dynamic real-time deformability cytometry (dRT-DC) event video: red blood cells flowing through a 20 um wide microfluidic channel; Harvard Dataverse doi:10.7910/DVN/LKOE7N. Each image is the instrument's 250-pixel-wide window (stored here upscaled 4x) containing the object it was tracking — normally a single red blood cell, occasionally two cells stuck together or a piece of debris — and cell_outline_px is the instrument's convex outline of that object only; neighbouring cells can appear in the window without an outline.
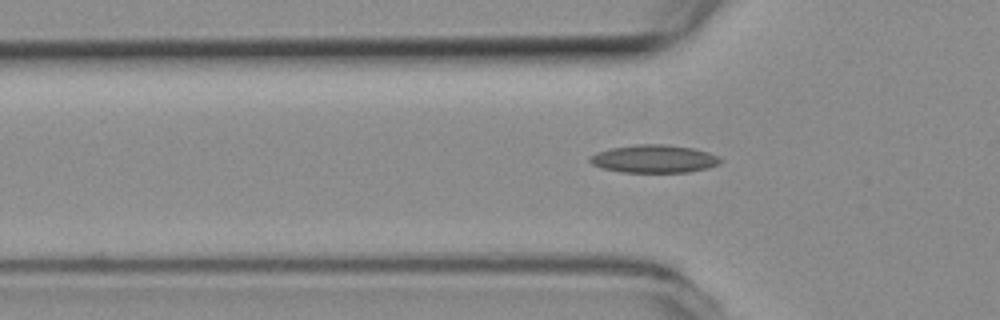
{"species": "common noctule bat (a hibernating species)", "species_latin": "Nyctalus noctula", "temperature_condition": "room temperature", "stored_images_in_passage": 36, "camera_frame_rate_fps": 3000, "um_per_image_px": 0.085, "animal": {"sex": "female", "body_mass_g": 19.3, "forearm_length_mm": 54.1}, "frame": {"image": 1, "passage_image": 4, "time_ms": 1.0, "image_size_px": [1000, 320], "cell_outline_px": [[724, 160], [720, 164], [708, 168], [688, 172], [620, 172], [600, 168], [592, 164], [588, 160], [588, 156], [596, 152], [612, 148], [636, 144], [664, 144], [692, 148], [708, 152], [720, 156]], "centroid_in_image_um": [55.6, 13.5], "position_along_channel_um": 70.2, "area_um2": 21.5}}
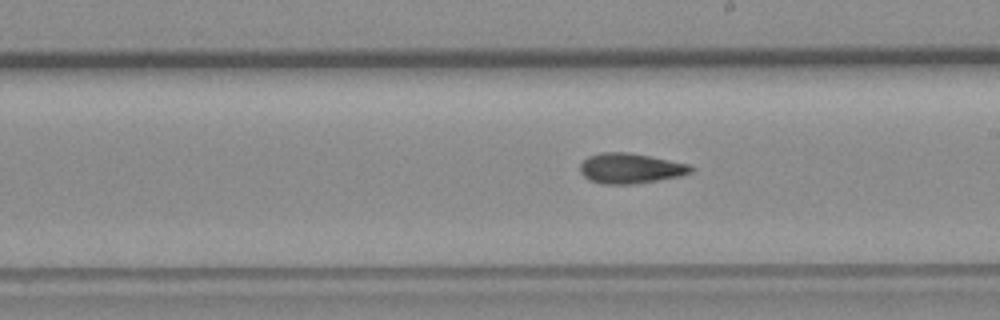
{"frame": {"image": 2, "passage_image": 17, "time_ms": 5.333, "image_size_px": [1000, 320], "cell_outline_px": [[696, 168], [692, 172], [680, 176], [636, 184], [600, 184], [588, 180], [580, 172], [580, 164], [588, 156], [600, 152], [628, 152], [688, 164]], "centroid_in_image_um": [53.56, 14.32], "position_along_channel_um": 235.4, "area_um2": 19.59}}
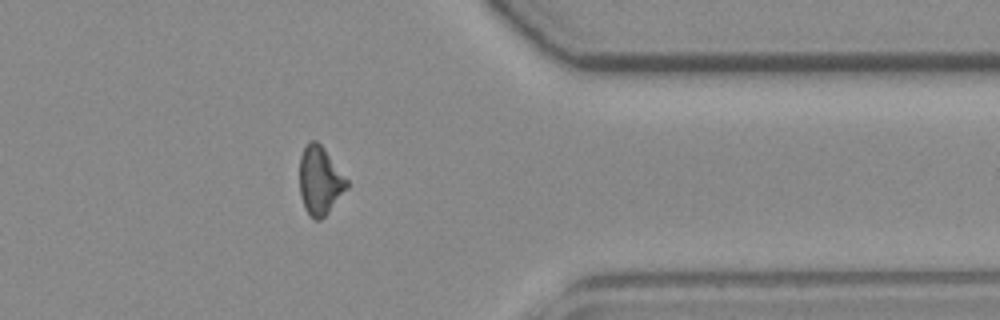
{"frame": {"image": 3, "passage_image": 30, "time_ms": 9.667, "image_size_px": [1000, 320], "cell_outline_px": [[348, 188], [328, 212], [320, 220], [316, 220], [304, 208], [300, 196], [300, 156], [308, 140], [316, 140], [324, 148], [348, 180]], "centroid_in_image_um": [27.19, 15.33], "position_along_channel_um": 384.2, "area_um2": 18.73}, "authors_computed_cell_mechanics": {"area_um2": 18.9584, "velocity_mm_per_s": 3.7998, "shape_relaxation_time_tau1_ms": null, "shape_relaxation_time_tau2_ms": 4.0486, "deformation_change_tau1": null, "deformation_change_tau2": 0.1116}}